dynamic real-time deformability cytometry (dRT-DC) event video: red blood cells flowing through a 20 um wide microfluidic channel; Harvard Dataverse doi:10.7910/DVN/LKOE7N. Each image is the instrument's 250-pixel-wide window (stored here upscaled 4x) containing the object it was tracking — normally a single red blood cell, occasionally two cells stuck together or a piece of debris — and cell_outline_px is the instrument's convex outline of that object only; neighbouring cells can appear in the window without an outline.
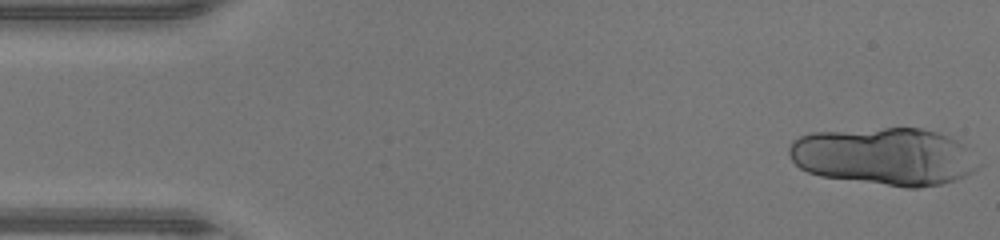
{"species": "human", "species_latin": "Homo sapiens", "temperature_condition": "warm", "stored_images_in_passage": 34, "camera_frame_rate_fps": 3000, "um_per_image_px": 0.085, "donor": {"sex": "male"}, "frame": {"image": 1, "passage_image": 1, "time_ms": 0.0, "image_size_px": [1000, 240], "cell_outline_px": [[984, 164], [964, 176], [956, 180], [940, 184], [920, 188], [908, 188], [820, 176], [808, 172], [800, 168], [792, 160], [788, 152], [788, 148], [792, 140], [800, 136], [812, 132], [884, 128], [920, 128], [936, 132], [948, 136], [956, 140]], "centroid_in_image_um": [75.16, 13.3], "position_along_channel_um": 9.8, "area_um2": 63.64}}
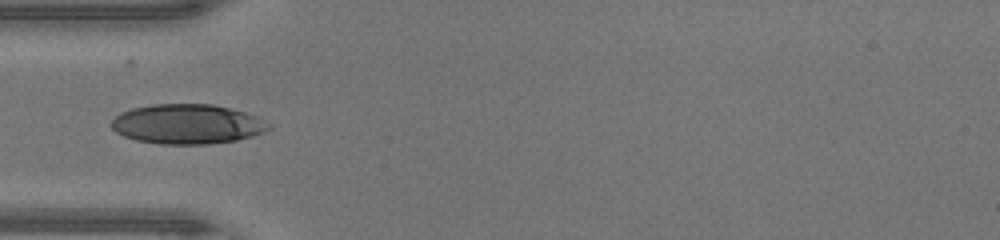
{"frame": {"image": 2, "passage_image": 15, "time_ms": 4.667, "image_size_px": [1000, 240], "cell_outline_px": [[272, 128], [264, 132], [252, 136], [236, 140], [208, 144], [160, 144], [136, 140], [124, 136], [116, 132], [112, 128], [112, 120], [120, 112], [132, 108], [152, 104], [212, 104], [244, 112], [256, 116], [272, 124]], "centroid_in_image_um": [15.93, 10.55], "position_along_channel_um": 69.1, "area_um2": 36.47}}
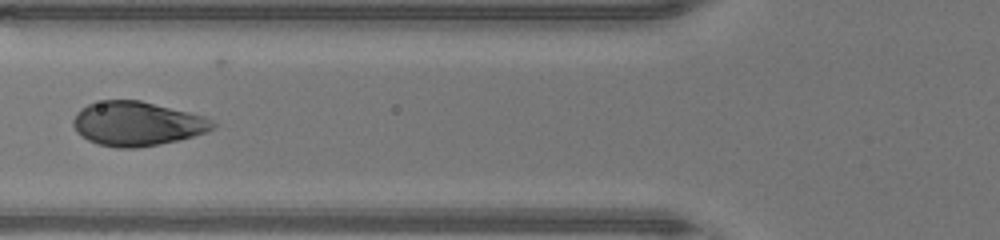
{"frame": {"image": 3, "passage_image": 18, "time_ms": 5.667, "image_size_px": [1000, 240], "cell_outline_px": [[216, 128], [208, 132], [160, 144], [136, 148], [116, 148], [96, 144], [88, 140], [76, 132], [72, 124], [72, 120], [76, 112], [80, 108], [88, 104], [104, 100], [140, 100], [204, 116], [212, 120], [216, 124]], "centroid_in_image_um": [11.62, 10.52], "position_along_channel_um": 114.2, "area_um2": 36.13}}